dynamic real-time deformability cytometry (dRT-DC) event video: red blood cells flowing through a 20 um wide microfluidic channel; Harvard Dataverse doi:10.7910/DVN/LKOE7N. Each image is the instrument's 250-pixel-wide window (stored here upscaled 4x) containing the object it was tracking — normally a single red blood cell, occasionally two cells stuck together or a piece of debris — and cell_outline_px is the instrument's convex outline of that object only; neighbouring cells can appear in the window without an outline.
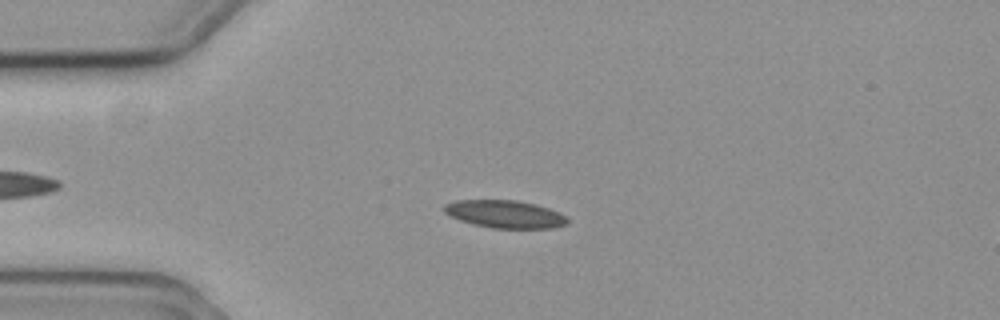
{"species": "common noctule bat (a hibernating species)", "species_latin": "Nyctalus noctula", "temperature_condition": "cold", "stored_images_in_passage": 56, "camera_frame_rate_fps": 3000, "um_per_image_px": 0.085, "animal": {"sex": "female", "body_mass_g": 19.3, "forearm_length_mm": 54.1}, "frame": {"image": 1, "passage_image": 12, "time_ms": 3.667, "image_size_px": [1000, 320], "cell_outline_px": [[568, 224], [552, 228], [492, 228], [472, 224], [460, 220], [444, 212], [444, 204], [456, 200], [516, 200], [536, 204], [560, 212], [568, 216]], "centroid_in_image_um": [42.96, 18.2], "position_along_channel_um": 42.0, "area_um2": 20.0}}
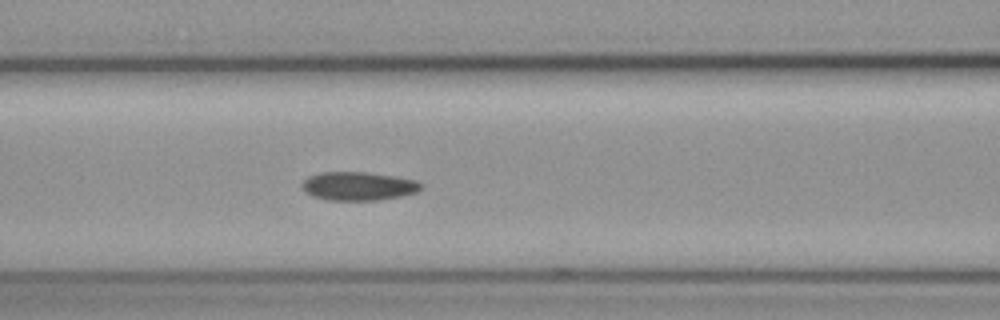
{"frame": {"image": 2, "passage_image": 22, "time_ms": 7.0, "image_size_px": [1000, 320], "cell_outline_px": [[424, 184], [416, 192], [404, 196], [380, 200], [328, 200], [312, 196], [304, 192], [300, 188], [304, 180], [308, 176], [320, 172], [368, 172], [416, 180]], "centroid_in_image_um": [30.44, 15.82], "position_along_channel_um": 136.2, "area_um2": 20.0}}
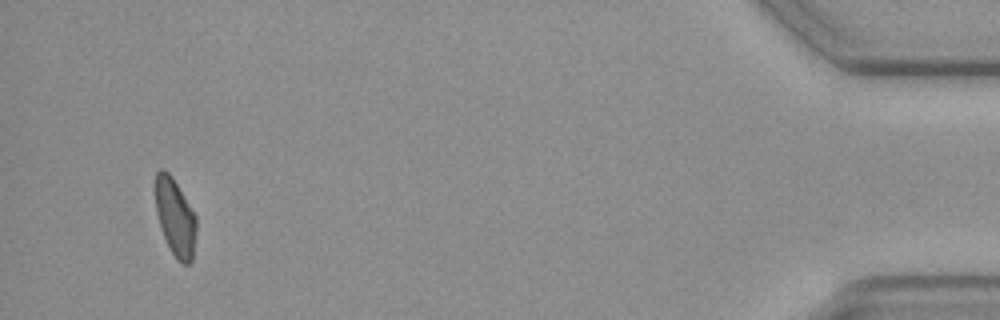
{"frame": {"image": 3, "passage_image": 53, "time_ms": 17.333, "image_size_px": [1000, 320], "cell_outline_px": [[196, 232], [192, 260], [188, 264], [184, 264], [176, 260], [160, 228], [156, 212], [156, 172], [160, 168], [164, 168], [172, 176], [196, 216]], "centroid_in_image_um": [14.89, 18.47], "position_along_channel_um": 420.3, "area_um2": 18.32}}